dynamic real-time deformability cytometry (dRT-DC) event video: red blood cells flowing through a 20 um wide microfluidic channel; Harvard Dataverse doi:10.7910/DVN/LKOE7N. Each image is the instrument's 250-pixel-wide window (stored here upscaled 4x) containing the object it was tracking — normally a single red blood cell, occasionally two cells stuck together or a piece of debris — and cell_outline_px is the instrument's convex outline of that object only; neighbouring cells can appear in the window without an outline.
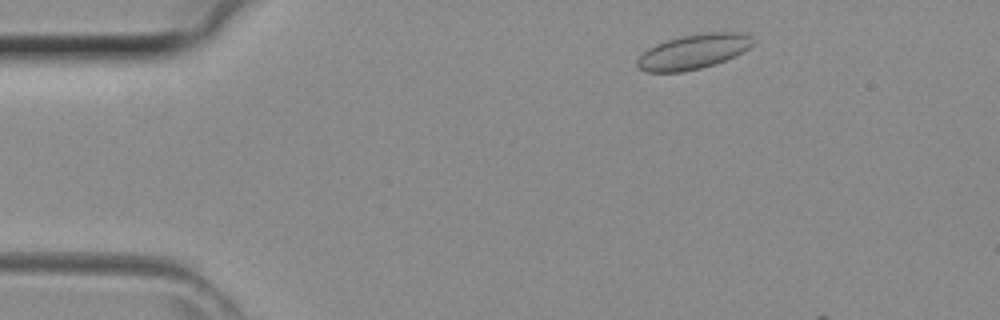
{"species": "common noctule bat (a hibernating species)", "species_latin": "Nyctalus noctula", "temperature_condition": "room temperature", "stored_images_in_passage": 6, "camera_frame_rate_fps": 3000, "um_per_image_px": 0.085, "animal": {"sex": "female", "body_mass_g": 29.2, "forearm_length_mm": 56.3}, "frame": {"image": 1, "passage_image": 3, "time_ms": 0.667, "image_size_px": [1000, 320], "cell_outline_px": [[756, 44], [724, 60], [700, 68], [684, 72], [644, 72], [636, 68], [636, 60], [648, 48], [664, 40], [680, 36], [704, 32], [740, 32], [756, 40]], "centroid_in_image_um": [58.89, 4.38], "position_along_channel_um": 26.1, "area_um2": 23.52}}